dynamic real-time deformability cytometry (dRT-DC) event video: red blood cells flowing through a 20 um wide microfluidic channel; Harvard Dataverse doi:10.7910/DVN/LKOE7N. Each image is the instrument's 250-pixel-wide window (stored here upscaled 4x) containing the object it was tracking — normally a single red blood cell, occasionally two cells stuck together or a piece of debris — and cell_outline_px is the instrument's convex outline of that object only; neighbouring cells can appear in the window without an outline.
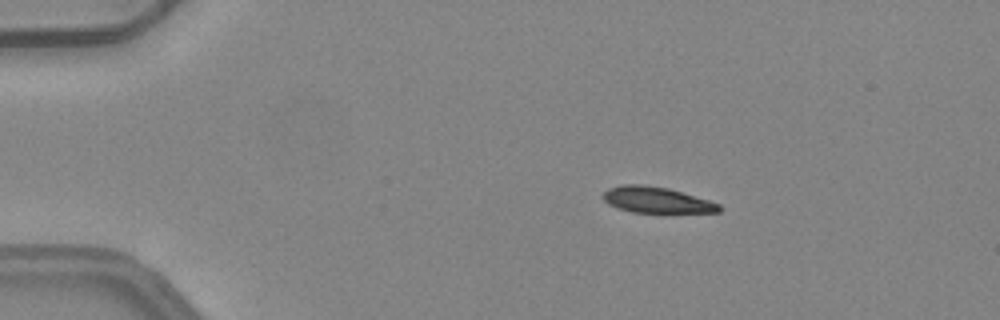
{"species": "common noctule bat (a hibernating species)", "species_latin": "Nyctalus noctula", "temperature_condition": "warm", "stored_images_in_passage": 3, "camera_frame_rate_fps": 3000, "um_per_image_px": 0.085, "animal": {"sex": "female", "body_mass_g": 24.6, "forearm_length_mm": 56.2}, "frame": {"image": 1, "passage_image": 2, "time_ms": 0.333, "image_size_px": [1000, 320], "cell_outline_px": [[720, 212], [632, 212], [616, 208], [608, 204], [600, 196], [608, 188], [620, 184], [644, 184], [668, 188], [708, 200], [720, 204]], "centroid_in_image_um": [55.72, 16.98], "position_along_channel_um": 29.3, "area_um2": 17.57}}